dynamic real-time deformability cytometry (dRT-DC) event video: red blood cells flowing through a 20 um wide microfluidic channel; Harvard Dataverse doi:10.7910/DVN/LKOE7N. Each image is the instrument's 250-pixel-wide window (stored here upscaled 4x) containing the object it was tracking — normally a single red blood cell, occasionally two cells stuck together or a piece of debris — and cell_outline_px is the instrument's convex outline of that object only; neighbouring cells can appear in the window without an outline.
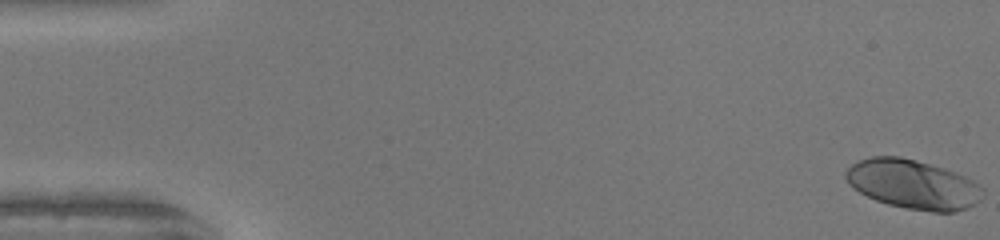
{"species": "human", "species_latin": "Homo sapiens", "temperature_condition": "warm", "stored_images_in_passage": 51, "camera_frame_rate_fps": 3000, "um_per_image_px": 0.085, "donor": {"sex": "female"}, "frame": {"image": 1, "passage_image": 1, "time_ms": 0.0, "image_size_px": [1000, 240], "cell_outline_px": [[984, 192], [980, 200], [976, 204], [968, 208], [952, 212], [932, 212], [904, 208], [888, 204], [876, 200], [860, 192], [848, 184], [844, 176], [844, 172], [852, 164], [860, 160], [872, 156], [900, 156], [916, 160], [944, 168], [964, 176], [972, 180], [984, 188]], "centroid_in_image_um": [77.61, 15.67], "position_along_channel_um": 7.4, "area_um2": 39.42}}
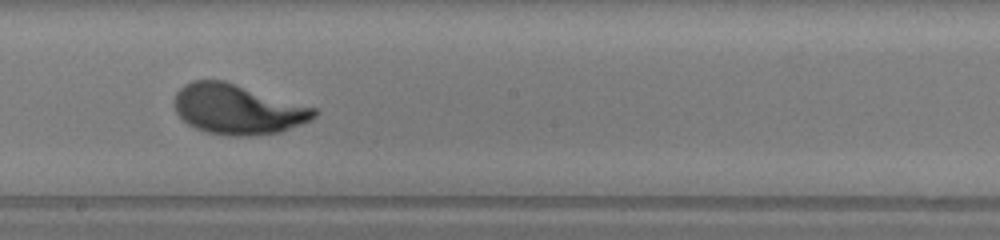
{"frame": {"image": 2, "passage_image": 29, "time_ms": 9.333, "image_size_px": [1000, 240], "cell_outline_px": [[320, 112], [312, 120], [280, 132], [252, 136], [232, 136], [208, 132], [196, 128], [188, 124], [176, 112], [172, 104], [176, 92], [184, 84], [192, 80], [224, 80], [316, 108]], "centroid_in_image_um": [20.2, 9.28], "position_along_channel_um": 228.0, "area_um2": 40.92}}
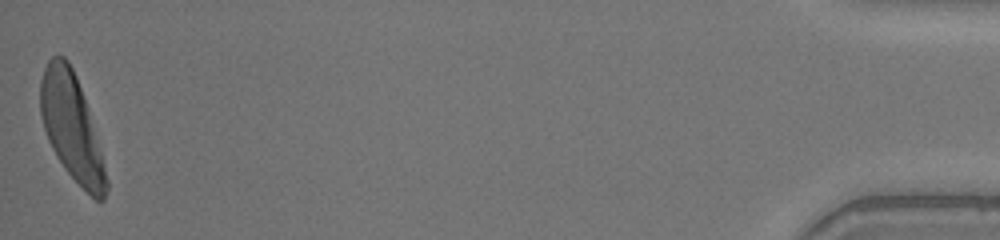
{"frame": {"image": 3, "passage_image": 51, "time_ms": 16.667, "image_size_px": [1000, 240], "cell_outline_px": [[108, 188], [104, 200], [96, 200], [64, 168], [56, 156], [48, 140], [40, 116], [40, 80], [44, 68], [48, 60], [52, 56], [64, 56], [68, 60], [76, 76], [88, 112], [100, 152], [108, 180]], "centroid_in_image_um": [6.04, 10.78], "position_along_channel_um": 429.2, "area_um2": 39.71}, "authors_computed_cell_mechanics": {"area_um2": 39.4774, "velocity_mm_per_s": 4.0845, "shape_relaxation_time_tau1_ms": 2.1749, "shape_relaxation_time_tau2_ms": null, "deformation_change_tau1": 0.183, "deformation_change_tau2": null}}